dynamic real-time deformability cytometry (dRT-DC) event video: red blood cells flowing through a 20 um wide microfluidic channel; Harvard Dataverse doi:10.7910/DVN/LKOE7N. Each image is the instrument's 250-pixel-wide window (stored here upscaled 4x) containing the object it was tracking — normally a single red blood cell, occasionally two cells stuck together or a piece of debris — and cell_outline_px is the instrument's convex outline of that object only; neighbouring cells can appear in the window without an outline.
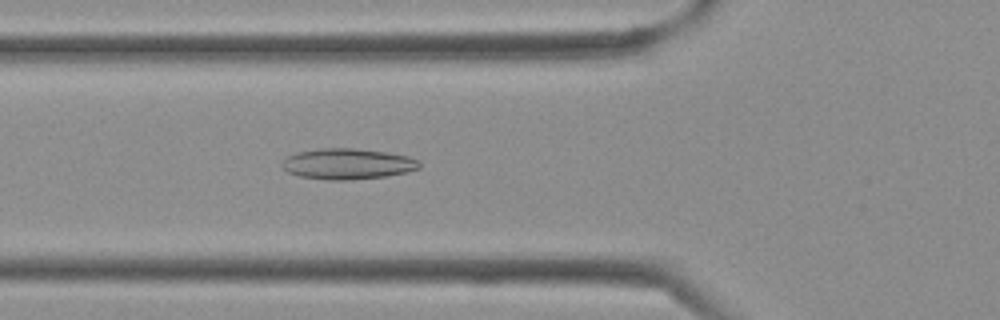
{"species": "Egyptian fruit bat (a non-hibernating species)", "species_latin": "Rousettus aegyptiacus", "temperature_condition": "cold", "stored_images_in_passage": 34, "camera_frame_rate_fps": 3000, "um_per_image_px": 0.085, "frame": {"image": 1, "passage_image": 12, "time_ms": 3.667, "image_size_px": [1000, 320], "cell_outline_px": [[420, 168], [408, 172], [388, 176], [348, 180], [332, 180], [300, 176], [288, 172], [280, 164], [288, 156], [296, 152], [320, 148], [356, 148], [388, 152], [408, 156], [420, 160]], "centroid_in_image_um": [29.59, 13.92], "position_along_channel_um": 96.2, "area_um2": 24.8}}
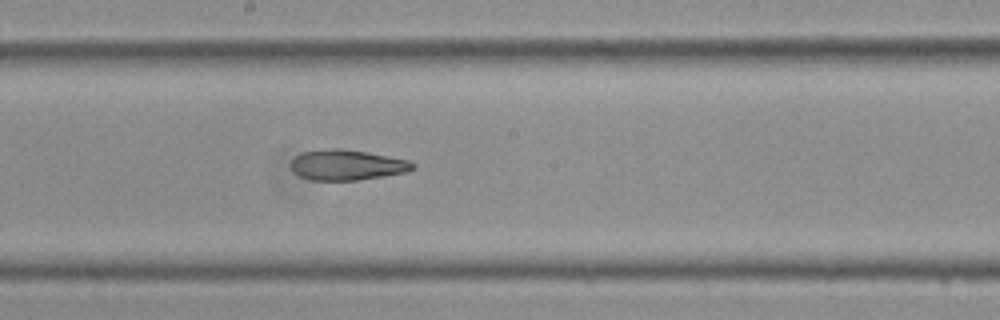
{"frame": {"image": 2, "passage_image": 19, "time_ms": 6.0, "image_size_px": [1000, 320], "cell_outline_px": [[416, 168], [404, 172], [384, 176], [356, 180], [312, 180], [300, 176], [292, 172], [292, 160], [296, 156], [304, 152], [328, 148], [344, 148], [408, 160], [416, 164]], "centroid_in_image_um": [29.49, 14.02], "position_along_channel_um": 218.7, "area_um2": 21.44}}
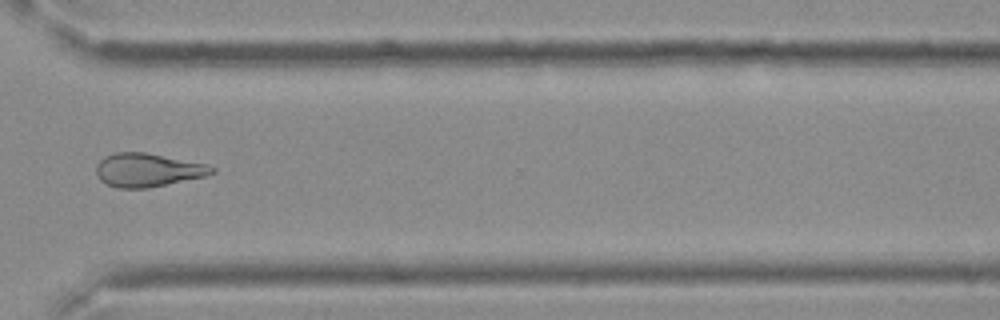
{"frame": {"image": 3, "passage_image": 27, "time_ms": 8.667, "image_size_px": [1000, 320], "cell_outline_px": [[216, 172], [208, 176], [148, 188], [116, 188], [100, 180], [96, 176], [96, 164], [104, 156], [116, 152], [144, 152], [204, 164], [216, 168]], "centroid_in_image_um": [12.54, 14.46], "position_along_channel_um": 358.1, "area_um2": 22.6}}